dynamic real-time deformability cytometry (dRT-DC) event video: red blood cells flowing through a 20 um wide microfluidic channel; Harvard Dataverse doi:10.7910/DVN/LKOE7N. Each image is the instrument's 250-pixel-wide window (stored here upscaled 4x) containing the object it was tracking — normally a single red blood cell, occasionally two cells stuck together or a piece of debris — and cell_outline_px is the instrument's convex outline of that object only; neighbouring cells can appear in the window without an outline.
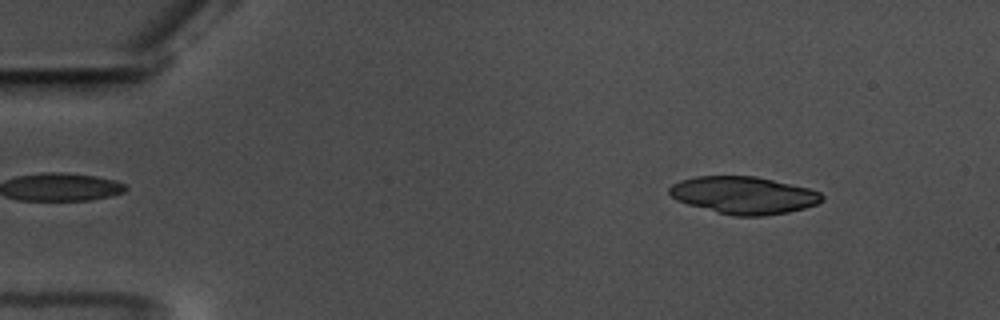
{"species": "common noctule bat (a hibernating species)", "species_latin": "Nyctalus noctula", "temperature_condition": "warm", "stored_images_in_passage": 57, "camera_frame_rate_fps": 3000, "um_per_image_px": 0.085, "animal": {"sex": "male", "body_mass_g": 17.5, "forearm_length_mm": 52.3}, "frame": {"image": 1, "passage_image": 7, "time_ms": 2.0, "image_size_px": [1000, 320], "cell_outline_px": [[824, 200], [816, 204], [804, 208], [788, 212], [764, 216], [736, 216], [688, 204], [676, 200], [668, 192], [668, 188], [672, 184], [680, 180], [696, 176], [756, 176], [808, 188], [820, 192], [824, 196]], "centroid_in_image_um": [63.22, 16.58], "position_along_channel_um": 21.8, "area_um2": 33.06}}
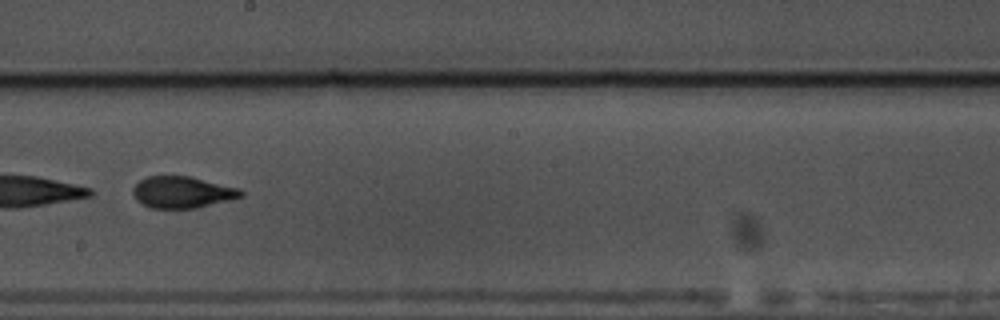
{"frame": {"image": 2, "passage_image": 33, "time_ms": 10.667, "image_size_px": [1000, 320], "cell_outline_px": [[244, 196], [196, 208], [148, 208], [136, 200], [132, 192], [132, 188], [140, 180], [148, 176], [192, 176], [240, 188], [244, 192]], "centroid_in_image_um": [15.49, 16.33], "position_along_channel_um": 232.7, "area_um2": 20.06}}